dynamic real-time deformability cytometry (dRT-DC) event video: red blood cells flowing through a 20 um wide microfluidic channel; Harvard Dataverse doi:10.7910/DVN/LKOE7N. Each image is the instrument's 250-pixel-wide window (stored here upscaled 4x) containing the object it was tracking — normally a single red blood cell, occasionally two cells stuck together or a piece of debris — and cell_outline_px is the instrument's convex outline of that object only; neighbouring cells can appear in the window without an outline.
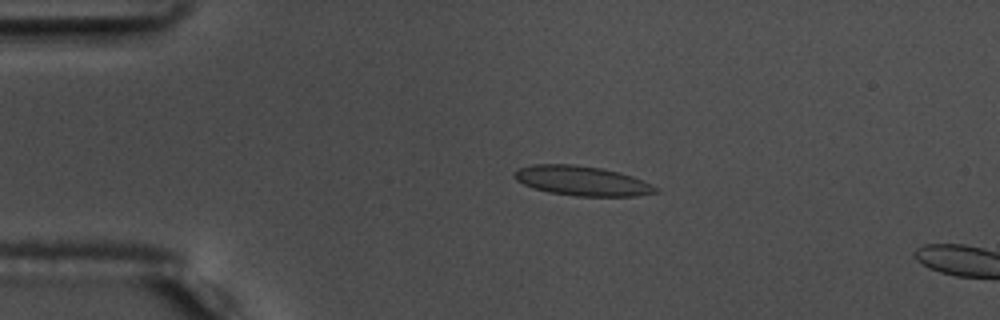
{"species": "common noctule bat (a hibernating species)", "species_latin": "Nyctalus noctula", "temperature_condition": "warm", "stored_images_in_passage": 12, "camera_frame_rate_fps": 3000, "um_per_image_px": 0.085, "animal": {"sex": "male", "body_mass_g": 17.5, "forearm_length_mm": 52.3}, "frame": {"image": 1, "passage_image": 9, "time_ms": 2.667, "image_size_px": [1000, 320], "cell_outline_px": [[660, 192], [636, 196], [576, 196], [548, 192], [524, 184], [516, 180], [512, 176], [512, 172], [520, 168], [532, 164], [572, 164], [600, 168], [620, 172], [632, 176], [652, 184]], "centroid_in_image_um": [49.46, 15.37], "position_along_channel_um": 35.5, "area_um2": 24.39}}